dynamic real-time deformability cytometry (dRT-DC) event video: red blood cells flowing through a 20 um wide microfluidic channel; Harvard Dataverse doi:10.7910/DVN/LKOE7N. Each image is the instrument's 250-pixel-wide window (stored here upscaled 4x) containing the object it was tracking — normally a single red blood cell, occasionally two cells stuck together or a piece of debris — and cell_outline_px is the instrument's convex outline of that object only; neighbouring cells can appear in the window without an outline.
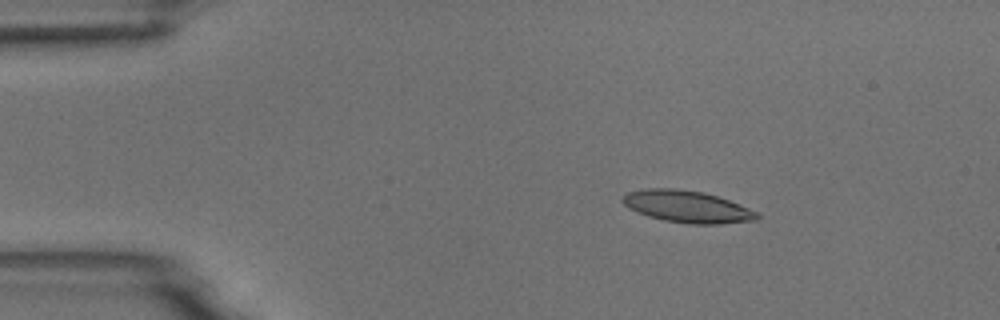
{"species": "common noctule bat (a hibernating species)", "species_latin": "Nyctalus noctula", "temperature_condition": "room temperature", "stored_images_in_passage": 5, "camera_frame_rate_fps": 3000, "um_per_image_px": 0.085, "animal": {"sex": "male", "body_mass_g": 18.8}, "frame": {"image": 1, "passage_image": 3, "time_ms": 2.333, "image_size_px": [1000, 320], "cell_outline_px": [[760, 216], [756, 220], [720, 224], [688, 224], [664, 220], [648, 216], [636, 212], [628, 208], [620, 200], [628, 192], [644, 188], [676, 188], [704, 192], [740, 204], [756, 212]], "centroid_in_image_um": [58.38, 17.56], "position_along_channel_um": 26.6, "area_um2": 25.09}}